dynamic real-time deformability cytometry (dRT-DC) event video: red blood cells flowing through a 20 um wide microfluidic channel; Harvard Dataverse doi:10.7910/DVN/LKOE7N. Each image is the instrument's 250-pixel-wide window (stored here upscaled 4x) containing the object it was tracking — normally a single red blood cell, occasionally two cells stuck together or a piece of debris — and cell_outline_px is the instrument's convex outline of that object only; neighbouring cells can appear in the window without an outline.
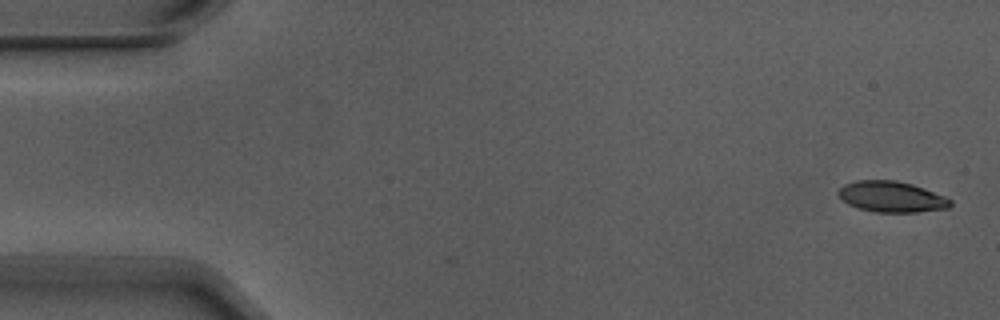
{"species": "Egyptian fruit bat (a non-hibernating species)", "species_latin": "Rousettus aegyptiacus", "temperature_condition": "warm", "stored_images_in_passage": 5, "camera_frame_rate_fps": 3000, "um_per_image_px": 0.085, "animal": {"sex": "male"}, "frame": {"image": 1, "passage_image": 1, "time_ms": 0.0, "image_size_px": [1000, 320], "cell_outline_px": [[952, 204], [948, 208], [916, 212], [876, 212], [860, 208], [848, 204], [840, 196], [840, 188], [844, 184], [856, 180], [896, 180], [912, 184], [924, 188], [944, 196], [952, 200]], "centroid_in_image_um": [75.81, 16.72], "position_along_channel_um": 9.2, "area_um2": 19.94}}
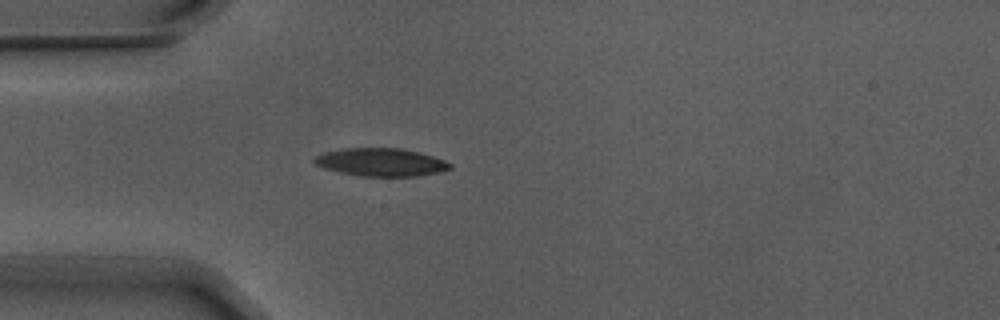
{"frame": {"image": 2, "passage_image": 5, "time_ms": 1.333, "image_size_px": [1000, 320], "cell_outline_px": [[452, 168], [440, 172], [420, 176], [360, 176], [340, 172], [324, 168], [316, 164], [312, 160], [316, 156], [324, 152], [344, 148], [400, 148], [420, 152], [444, 160], [452, 164]], "centroid_in_image_um": [32.4, 13.79], "position_along_channel_um": 52.6, "area_um2": 22.14}}